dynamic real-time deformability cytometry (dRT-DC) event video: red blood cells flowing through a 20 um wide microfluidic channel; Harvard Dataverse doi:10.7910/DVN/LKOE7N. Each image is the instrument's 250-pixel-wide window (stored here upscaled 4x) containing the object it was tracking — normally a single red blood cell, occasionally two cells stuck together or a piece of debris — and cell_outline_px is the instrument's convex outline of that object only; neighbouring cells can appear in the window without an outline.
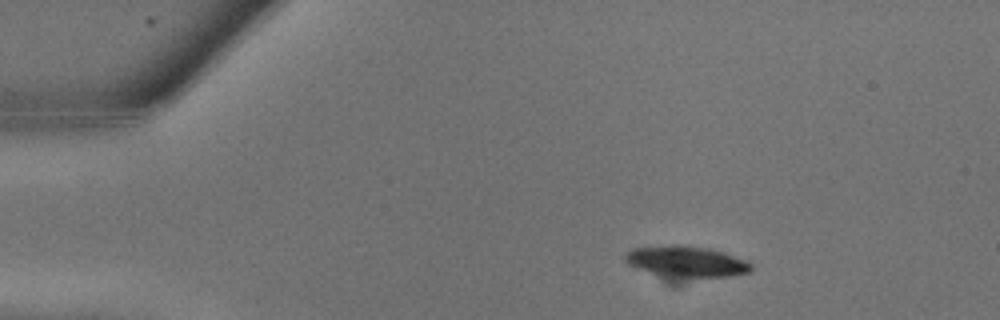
{"species": "common noctule bat (a hibernating species)", "species_latin": "Nyctalus noctula", "temperature_condition": "warm", "stored_images_in_passage": 23, "camera_frame_rate_fps": 3000, "um_per_image_px": 0.085, "animal": {"sex": "male", "body_mass_g": 13.3}, "frame": {"image": 1, "passage_image": 5, "time_ms": 1.333, "image_size_px": [1000, 320], "cell_outline_px": [[752, 272], [728, 276], [680, 276], [652, 272], [628, 264], [624, 260], [624, 256], [632, 248], [660, 244], [688, 244], [708, 248], [724, 252], [744, 260], [752, 264]], "centroid_in_image_um": [58.35, 22.17], "position_along_channel_um": 26.7, "area_um2": 22.43}}
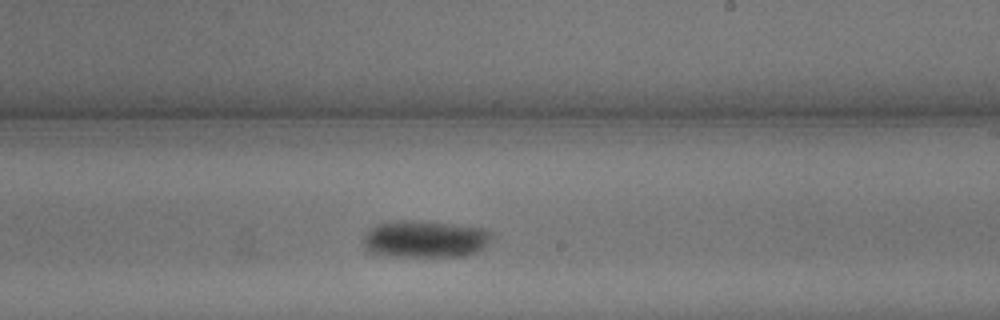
{"frame": {"image": 2, "passage_image": 16, "time_ms": 5.0, "image_size_px": [1000, 320], "cell_outline_px": [[496, 236], [484, 248], [476, 252], [464, 256], [376, 256], [364, 244], [364, 232], [368, 228], [376, 224], [388, 220], [428, 220], [488, 228]], "centroid_in_image_um": [36.17, 20.28], "position_along_channel_um": 252.8, "area_um2": 28.84}}
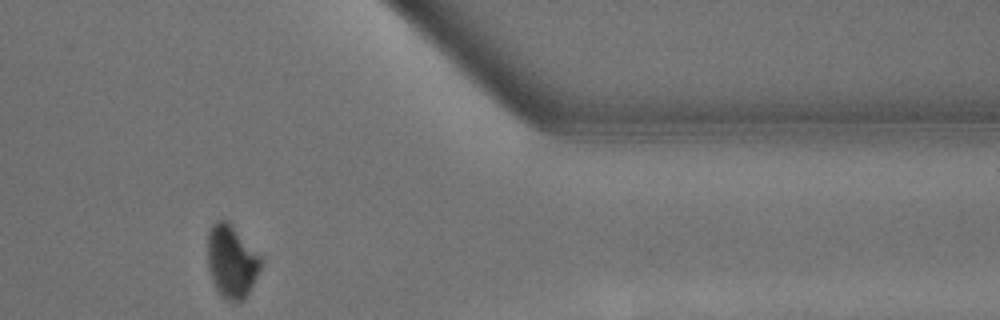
{"frame": {"image": 3, "passage_image": 22, "time_ms": 7.0, "image_size_px": [1000, 320], "cell_outline_px": [[260, 268], [244, 300], [228, 300], [220, 296], [212, 280], [208, 268], [208, 232], [212, 224], [216, 220], [228, 220], [260, 256]], "centroid_in_image_um": [19.65, 22.2], "position_along_channel_um": 391.7, "area_um2": 22.2}}